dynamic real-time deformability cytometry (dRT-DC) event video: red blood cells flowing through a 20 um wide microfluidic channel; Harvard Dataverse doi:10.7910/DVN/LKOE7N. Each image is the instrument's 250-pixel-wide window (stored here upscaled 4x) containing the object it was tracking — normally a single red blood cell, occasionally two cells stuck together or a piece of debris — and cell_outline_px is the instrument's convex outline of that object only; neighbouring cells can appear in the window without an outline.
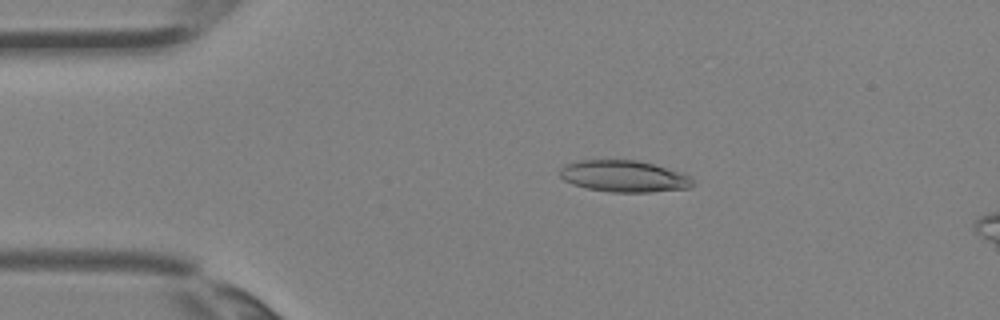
{"species": "Egyptian fruit bat (a non-hibernating species)", "species_latin": "Rousettus aegyptiacus", "temperature_condition": "room temperature", "stored_images_in_passage": 4, "camera_frame_rate_fps": 3000, "um_per_image_px": 0.085, "animal": {"sex": "female"}, "frame": {"image": 1, "passage_image": 2, "time_ms": 0.333, "image_size_px": [1000, 320], "cell_outline_px": [[692, 184], [688, 188], [648, 192], [612, 192], [588, 188], [572, 184], [564, 180], [560, 176], [560, 168], [564, 164], [580, 160], [636, 160], [684, 172], [692, 180]], "centroid_in_image_um": [53.01, 14.97], "position_along_channel_um": 32.0, "area_um2": 24.33}}